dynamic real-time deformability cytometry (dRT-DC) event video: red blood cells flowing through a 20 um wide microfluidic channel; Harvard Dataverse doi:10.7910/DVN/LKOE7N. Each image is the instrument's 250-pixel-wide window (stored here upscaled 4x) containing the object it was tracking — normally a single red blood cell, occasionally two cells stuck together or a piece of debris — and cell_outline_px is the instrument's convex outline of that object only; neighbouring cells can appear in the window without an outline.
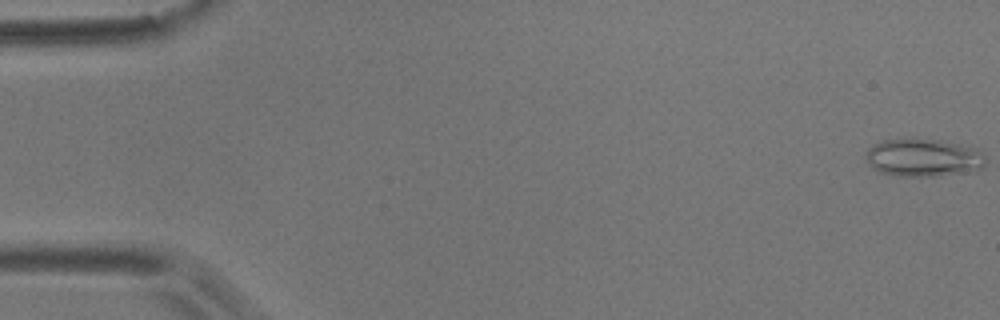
{"species": "common noctule bat (a hibernating species)", "species_latin": "Nyctalus noctula", "temperature_condition": "room temperature", "stored_images_in_passage": 15, "camera_frame_rate_fps": 3000, "um_per_image_px": 0.085, "animal": {"sex": "male", "body_mass_g": 17.9}, "frame": {"image": 1, "passage_image": 1, "time_ms": 0.0, "image_size_px": [1000, 320], "cell_outline_px": [[984, 164], [980, 168], [960, 172], [932, 176], [900, 176], [880, 172], [868, 164], [868, 148], [880, 140], [940, 140], [976, 148], [984, 156]], "centroid_in_image_um": [78.46, 13.4], "position_along_channel_um": 6.5, "area_um2": 25.55}}
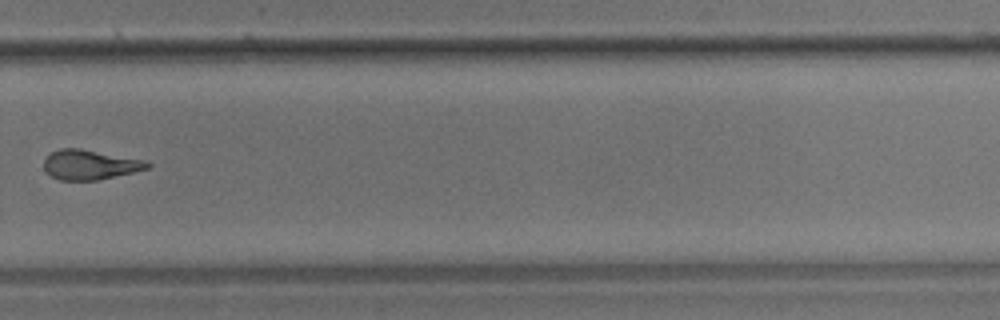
{"frame": {"image": 2, "passage_image": 11, "time_ms": 3.333, "image_size_px": [1000, 320], "cell_outline_px": [[152, 164], [148, 168], [132, 172], [96, 180], [60, 180], [52, 176], [44, 168], [44, 160], [52, 152], [60, 148], [80, 148], [144, 160]], "centroid_in_image_um": [7.63, 13.99], "position_along_channel_um": 322.2, "area_um2": 17.63}}
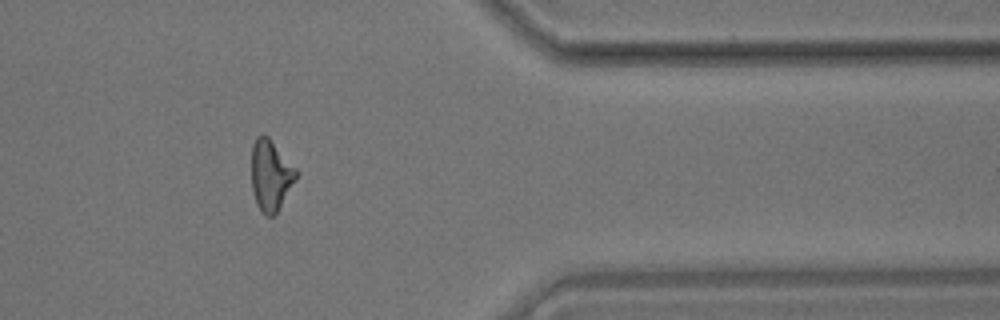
{"frame": {"image": 3, "passage_image": 13, "time_ms": 4.0, "image_size_px": [1000, 320], "cell_outline_px": [[296, 180], [276, 212], [272, 216], [264, 216], [260, 212], [256, 204], [252, 188], [252, 144], [256, 136], [268, 136], [296, 168]], "centroid_in_image_um": [22.99, 14.91], "position_along_channel_um": 388.4, "area_um2": 18.26}}